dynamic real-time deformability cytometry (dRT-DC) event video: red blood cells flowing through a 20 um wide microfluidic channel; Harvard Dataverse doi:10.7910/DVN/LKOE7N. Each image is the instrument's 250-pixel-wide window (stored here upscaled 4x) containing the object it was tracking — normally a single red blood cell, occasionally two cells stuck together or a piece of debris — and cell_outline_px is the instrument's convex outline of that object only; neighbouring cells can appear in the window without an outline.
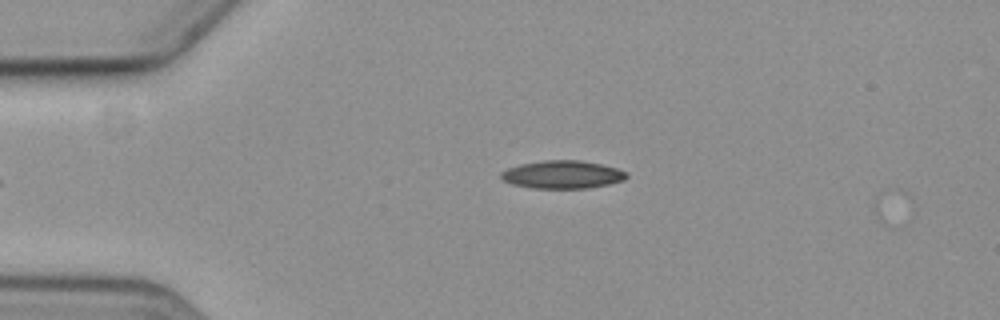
{"species": "common noctule bat (a hibernating species)", "species_latin": "Nyctalus noctula", "temperature_condition": "cold", "stored_images_in_passage": 5, "camera_frame_rate_fps": 3000, "um_per_image_px": 0.085, "animal": {"sex": "female", "body_mass_g": 19.3, "forearm_length_mm": 54.1}, "frame": {"image": 1, "passage_image": 5, "time_ms": 5.0, "image_size_px": [1000, 320], "cell_outline_px": [[628, 176], [624, 180], [608, 184], [588, 188], [536, 188], [512, 184], [504, 180], [500, 176], [500, 172], [508, 168], [520, 164], [544, 160], [580, 160], [600, 164], [616, 168], [628, 172]], "centroid_in_image_um": [47.82, 14.83], "position_along_channel_um": 37.2, "area_um2": 20.35}}